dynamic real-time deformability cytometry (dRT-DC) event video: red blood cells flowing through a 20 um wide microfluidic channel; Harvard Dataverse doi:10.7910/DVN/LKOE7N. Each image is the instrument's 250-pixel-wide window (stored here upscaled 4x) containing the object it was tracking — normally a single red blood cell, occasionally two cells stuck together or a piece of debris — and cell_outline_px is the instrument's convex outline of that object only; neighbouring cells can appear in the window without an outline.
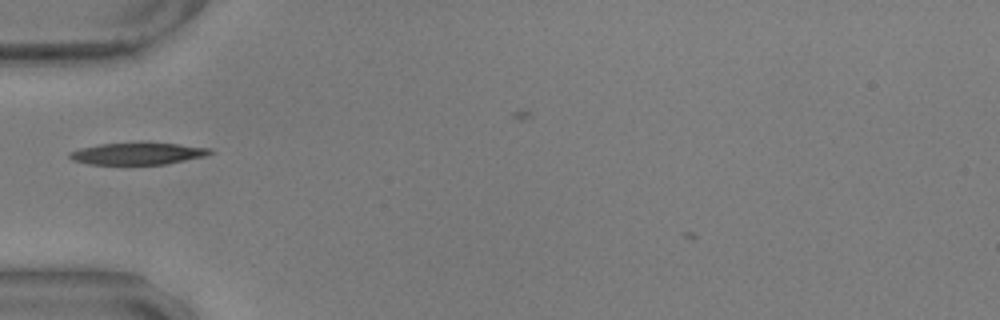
{"species": "common noctule bat (a hibernating species)", "species_latin": "Nyctalus noctula", "temperature_condition": "warm", "stored_images_in_passage": 33, "camera_frame_rate_fps": 3000, "um_per_image_px": 0.085, "animal": {"sex": "male", "body_mass_g": 17.9, "forearm_length_mm": 54.2}, "frame": {"image": 1, "passage_image": 1, "time_ms": 0.0, "image_size_px": [1000, 320], "cell_outline_px": [[216, 152], [204, 156], [164, 164], [88, 164], [72, 160], [68, 156], [68, 152], [80, 148], [100, 144], [180, 144], [212, 148]], "centroid_in_image_um": [11.7, 13.07], "position_along_channel_um": 73.3, "area_um2": 17.51}}
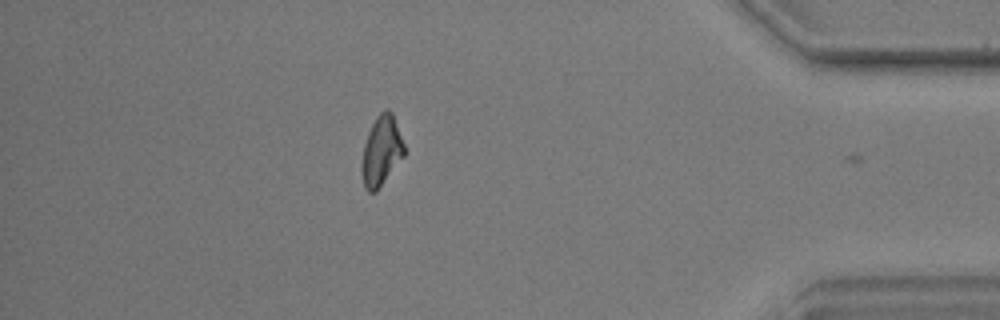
{"frame": {"image": 2, "passage_image": 32, "time_ms": 10.333, "image_size_px": [1000, 320], "cell_outline_px": [[404, 156], [376, 192], [368, 192], [364, 188], [360, 172], [360, 168], [364, 144], [368, 132], [376, 116], [384, 108], [388, 108], [392, 112], [404, 144]], "centroid_in_image_um": [32.39, 12.84], "position_along_channel_um": 402.8, "area_um2": 17.46}, "authors_computed_cell_mechanics": {"area_um2": 17.6868, "velocity_mm_per_s": 3.5481, "shape_relaxation_time_tau1_ms": 5.612, "shape_relaxation_time_tau2_ms": 4.8146, "deformation_change_tau1": 0.1494, "deformation_change_tau2": 0.1284}}